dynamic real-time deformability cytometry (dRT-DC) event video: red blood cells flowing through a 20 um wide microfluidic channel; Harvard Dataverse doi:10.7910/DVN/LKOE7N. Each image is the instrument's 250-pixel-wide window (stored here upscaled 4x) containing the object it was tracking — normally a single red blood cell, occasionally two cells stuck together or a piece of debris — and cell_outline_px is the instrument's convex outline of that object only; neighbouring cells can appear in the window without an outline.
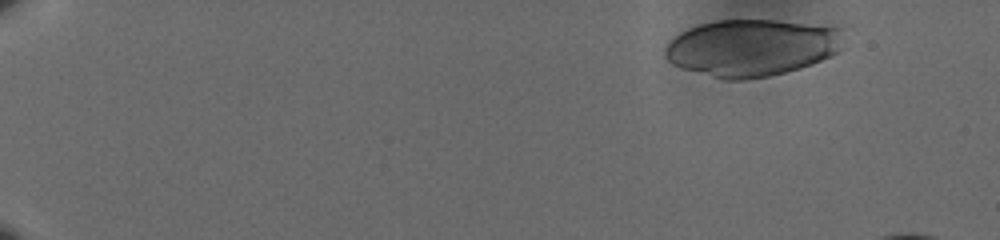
{"species": "human", "species_latin": "Homo sapiens", "temperature_condition": "cold", "stored_images_in_passage": 53, "camera_frame_rate_fps": 3000, "um_per_image_px": 0.085, "donor": {"sex": "male"}, "frame": {"image": 1, "passage_image": 4, "time_ms": 1.0, "image_size_px": [1000, 240], "cell_outline_px": [[840, 28], [836, 52], [812, 64], [800, 68], [768, 76], [744, 80], [724, 80], [684, 68], [672, 64], [664, 56], [664, 48], [680, 32], [688, 28], [700, 24], [716, 20], [776, 20]], "centroid_in_image_um": [63.8, 4.06], "position_along_channel_um": 21.2, "area_um2": 58.32}}